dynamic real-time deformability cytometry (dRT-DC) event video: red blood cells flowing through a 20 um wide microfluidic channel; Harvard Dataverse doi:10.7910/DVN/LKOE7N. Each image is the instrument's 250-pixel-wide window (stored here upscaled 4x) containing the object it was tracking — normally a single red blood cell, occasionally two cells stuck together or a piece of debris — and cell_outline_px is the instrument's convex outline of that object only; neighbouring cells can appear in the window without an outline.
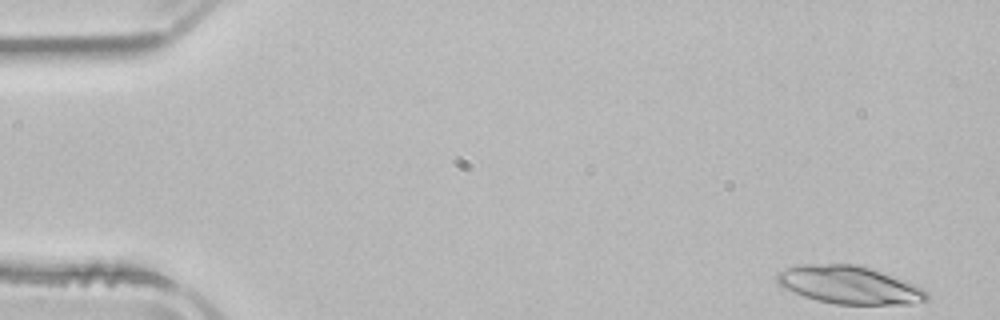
{"species": "common noctule bat (a hibernating species)", "species_latin": "Nyctalus noctula", "temperature_condition": "room temperature", "stored_images_in_passage": 50, "camera_frame_rate_fps": 3000, "um_per_image_px": 0.085, "animal": {"sex": "male", "body_mass_g": 21.5, "forearm_length_mm": 52.0}, "frame": {"image": 1, "passage_image": 1, "time_ms": 0.0, "image_size_px": [1000, 320], "cell_outline_px": [[928, 300], [908, 304], [836, 304], [816, 300], [804, 296], [776, 284], [776, 272], [796, 264], [856, 264], [916, 284], [924, 288], [928, 292]], "centroid_in_image_um": [72.16, 24.22], "position_along_channel_um": 12.8, "area_um2": 33.06}}